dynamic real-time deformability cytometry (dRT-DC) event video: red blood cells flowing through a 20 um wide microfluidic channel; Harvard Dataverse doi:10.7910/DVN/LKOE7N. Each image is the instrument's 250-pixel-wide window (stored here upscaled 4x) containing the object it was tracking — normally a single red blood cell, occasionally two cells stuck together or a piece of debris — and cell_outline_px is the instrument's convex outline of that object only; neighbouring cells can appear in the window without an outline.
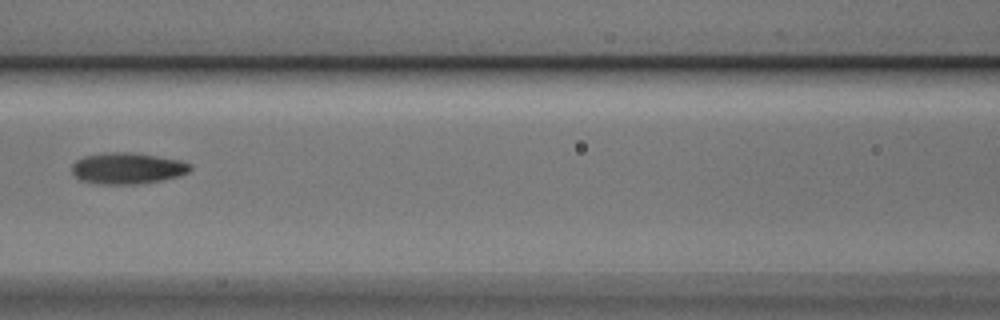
{"species": "Egyptian fruit bat (a non-hibernating species)", "species_latin": "Rousettus aegyptiacus", "temperature_condition": "cold", "stored_images_in_passage": 7, "camera_frame_rate_fps": 3000, "um_per_image_px": 0.085, "animal": {"sex": "male"}, "frame": {"image": 1, "passage_image": 7, "time_ms": 2.0, "image_size_px": [1000, 320], "cell_outline_px": [[192, 168], [188, 172], [180, 176], [140, 184], [96, 184], [80, 180], [72, 172], [72, 164], [76, 160], [84, 156], [104, 152], [128, 152], [156, 156], [176, 160], [192, 164]], "centroid_in_image_um": [10.8, 14.31], "position_along_channel_um": 155.8, "area_um2": 21.56}}